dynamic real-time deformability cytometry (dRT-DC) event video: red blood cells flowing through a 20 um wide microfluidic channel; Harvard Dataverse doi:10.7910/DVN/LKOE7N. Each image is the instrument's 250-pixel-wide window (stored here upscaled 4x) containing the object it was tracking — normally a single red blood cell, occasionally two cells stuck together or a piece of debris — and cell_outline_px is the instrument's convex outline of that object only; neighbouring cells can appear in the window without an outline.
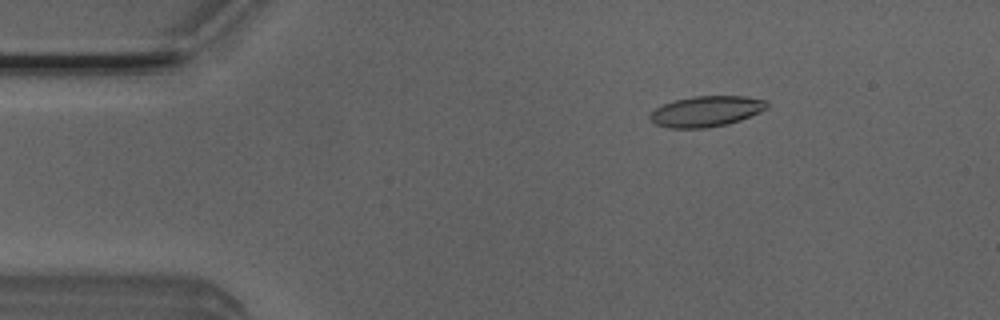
{"species": "Egyptian fruit bat (a non-hibernating species)", "species_latin": "Rousettus aegyptiacus", "temperature_condition": "room temperature", "stored_images_in_passage": 49, "camera_frame_rate_fps": 3000, "um_per_image_px": 0.085, "animal": {"sex": "male"}, "frame": {"image": 1, "passage_image": 6, "time_ms": 1.667, "image_size_px": [1000, 320], "cell_outline_px": [[768, 108], [760, 112], [740, 120], [728, 124], [708, 128], [668, 128], [656, 124], [648, 116], [656, 108], [664, 104], [676, 100], [692, 96], [744, 96], [764, 100], [768, 104]], "centroid_in_image_um": [60.04, 9.47], "position_along_channel_um": 25.0, "area_um2": 20.81}}
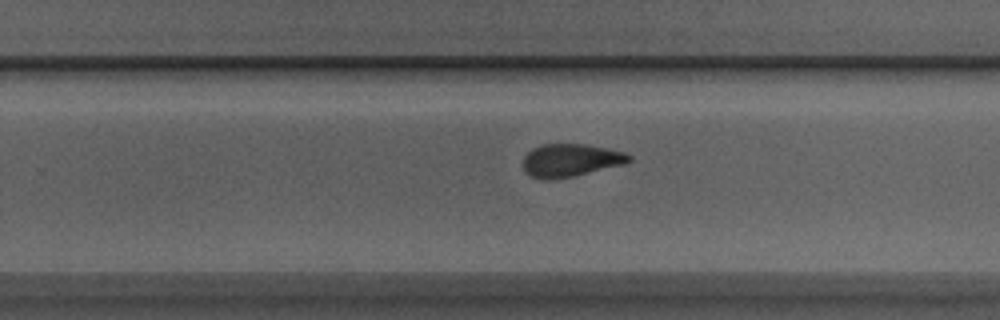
{"frame": {"image": 2, "passage_image": 30, "time_ms": 9.667, "image_size_px": [1000, 320], "cell_outline_px": [[632, 160], [624, 164], [572, 176], [548, 180], [544, 180], [528, 176], [524, 168], [524, 156], [532, 148], [544, 144], [584, 144], [624, 152], [632, 156]], "centroid_in_image_um": [48.47, 13.63], "position_along_channel_um": 281.3, "area_um2": 20.11}}
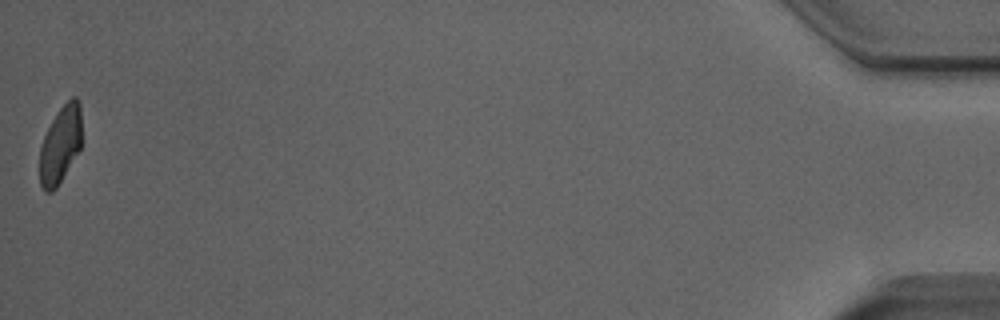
{"frame": {"image": 3, "passage_image": 49, "time_ms": 16.0, "image_size_px": [1000, 320], "cell_outline_px": [[80, 148], [56, 188], [52, 192], [44, 192], [40, 184], [40, 148], [44, 136], [52, 120], [60, 108], [72, 96], [76, 96], [80, 104]], "centroid_in_image_um": [5.11, 12.3], "position_along_channel_um": 430.1, "area_um2": 18.55}, "authors_computed_cell_mechanics": {"area_um2": 20.6346, "velocity_mm_per_s": 3.998, "shape_relaxation_time_tau1_ms": 4.5156, "shape_relaxation_time_tau2_ms": 1.8394, "deformation_change_tau1": 0.1411, "deformation_change_tau2": 0.0763}}